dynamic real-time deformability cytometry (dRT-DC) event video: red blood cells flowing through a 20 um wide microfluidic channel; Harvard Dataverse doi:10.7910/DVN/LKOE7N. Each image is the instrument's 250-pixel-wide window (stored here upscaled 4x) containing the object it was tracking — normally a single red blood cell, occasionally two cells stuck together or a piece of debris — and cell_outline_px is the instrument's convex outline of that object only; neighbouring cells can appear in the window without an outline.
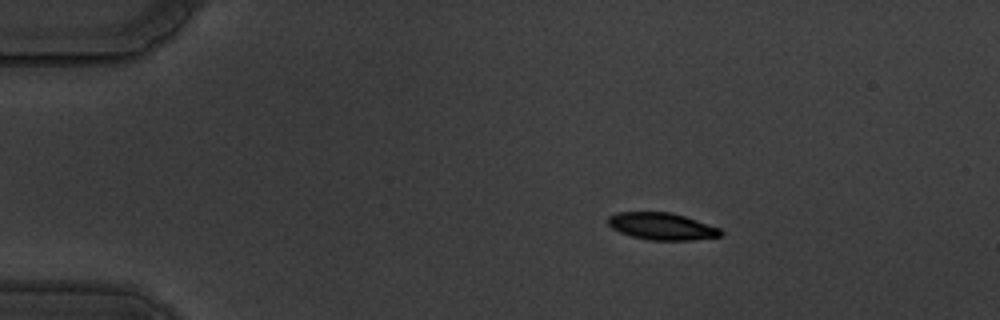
{"species": "common noctule bat (a hibernating species)", "species_latin": "Nyctalus noctula", "temperature_condition": "warm", "stored_images_in_passage": 49, "camera_frame_rate_fps": 3000, "um_per_image_px": 0.085, "animal": {"sex": "male", "body_mass_g": 19.5, "forearm_length_mm": 54.6}, "frame": {"image": 1, "passage_image": 1, "time_ms": 0.0, "image_size_px": [1000, 320], "cell_outline_px": [[724, 236], [692, 240], [648, 240], [632, 236], [620, 232], [612, 228], [604, 220], [608, 216], [616, 212], [672, 212], [720, 228], [724, 232]], "centroid_in_image_um": [56.24, 19.23], "position_along_channel_um": 28.8, "area_um2": 17.98}}
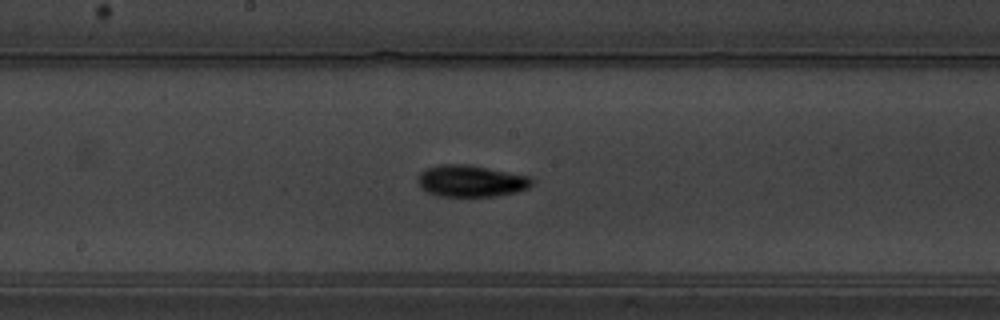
{"frame": {"image": 2, "passage_image": 22, "time_ms": 7.0, "image_size_px": [1000, 320], "cell_outline_px": [[536, 180], [528, 188], [516, 192], [496, 196], [440, 196], [428, 192], [420, 188], [416, 180], [420, 172], [424, 168], [440, 164], [468, 164], [532, 176]], "centroid_in_image_um": [40.04, 15.37], "position_along_channel_um": 208.2, "area_um2": 21.44}}
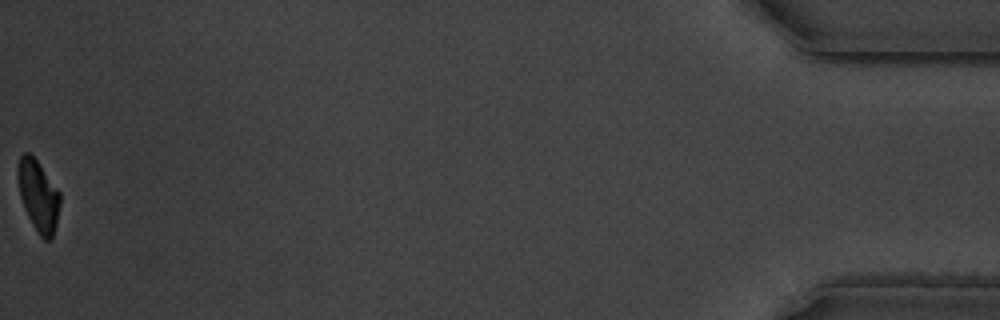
{"frame": {"image": 3, "passage_image": 49, "time_ms": 16.0, "image_size_px": [1000, 320], "cell_outline_px": [[60, 204], [56, 224], [52, 236], [48, 240], [44, 240], [40, 236], [32, 224], [28, 216], [20, 196], [16, 176], [16, 168], [20, 156], [24, 152], [28, 152], [36, 160], [60, 192]], "centroid_in_image_um": [3.23, 16.61], "position_along_channel_um": 432.0, "area_um2": 17.4}, "authors_computed_cell_mechanics": {"area_um2": 19.4786, "velocity_mm_per_s": 3.5216, "shape_relaxation_time_tau1_ms": 3.4411, "shape_relaxation_time_tau2_ms": 3.4554, "deformation_change_tau1": 0.1584, "deformation_change_tau2": 0.0822}}